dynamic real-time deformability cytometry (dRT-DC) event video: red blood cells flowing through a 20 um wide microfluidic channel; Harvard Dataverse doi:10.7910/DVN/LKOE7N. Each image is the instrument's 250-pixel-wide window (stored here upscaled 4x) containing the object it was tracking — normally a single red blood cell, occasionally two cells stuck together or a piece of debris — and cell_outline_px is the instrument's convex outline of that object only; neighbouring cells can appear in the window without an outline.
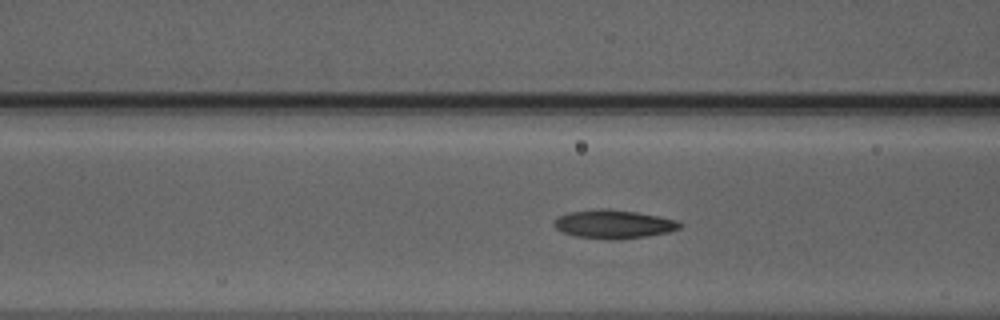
{"species": "Egyptian fruit bat (a non-hibernating species)", "species_latin": "Rousettus aegyptiacus", "temperature_condition": "warm", "stored_images_in_passage": 33, "camera_frame_rate_fps": 3000, "um_per_image_px": 0.085, "animal": {"sex": "male"}, "frame": {"image": 1, "passage_image": 7, "time_ms": 2.0, "image_size_px": [1000, 320], "cell_outline_px": [[684, 224], [680, 228], [668, 232], [648, 236], [620, 240], [608, 240], [576, 236], [564, 232], [556, 228], [552, 224], [560, 216], [568, 212], [600, 208], [604, 208], [636, 212], [676, 220]], "centroid_in_image_um": [52.17, 19.06], "position_along_channel_um": 114.4, "area_um2": 20.92}}
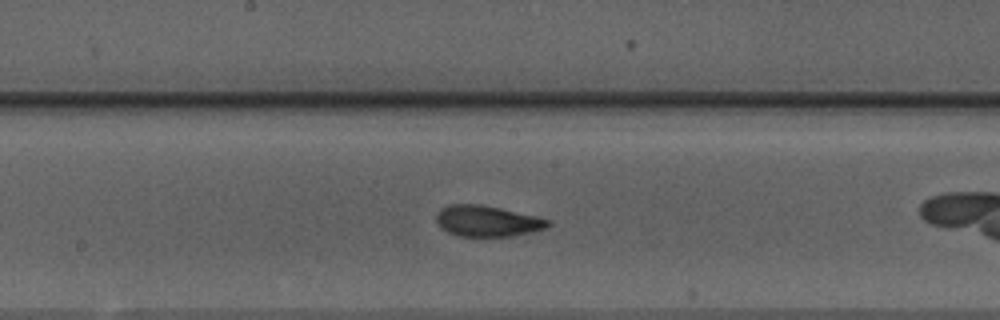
{"frame": {"image": 2, "passage_image": 14, "time_ms": 4.333, "image_size_px": [1000, 320], "cell_outline_px": [[552, 224], [544, 228], [532, 232], [508, 236], [460, 236], [448, 232], [440, 228], [436, 220], [436, 216], [440, 208], [452, 204], [480, 204], [500, 208], [536, 216], [548, 220]], "centroid_in_image_um": [41.38, 18.78], "position_along_channel_um": 206.8, "area_um2": 20.0}}
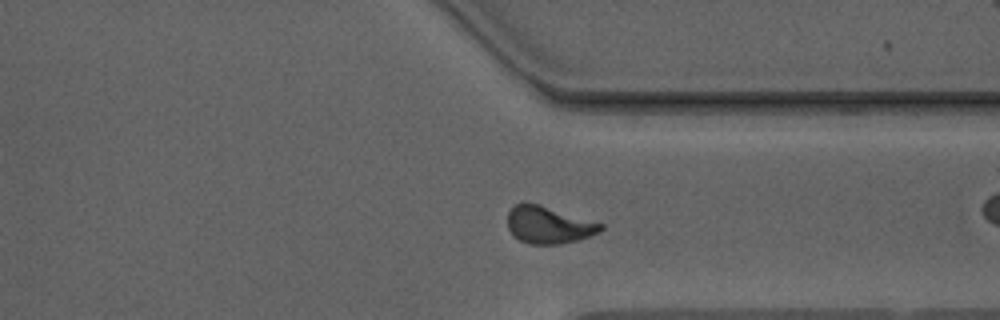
{"frame": {"image": 3, "passage_image": 26, "time_ms": 8.333, "image_size_px": [1000, 320], "cell_outline_px": [[604, 228], [600, 232], [576, 240], [560, 244], [528, 244], [520, 240], [508, 228], [508, 212], [516, 204], [536, 204], [604, 224]], "centroid_in_image_um": [46.64, 19.14], "position_along_channel_um": 364.8, "area_um2": 19.59}, "authors_computed_cell_mechanics": {"area_um2": 19.5942, "velocity_mm_per_s": 3.9529, "shape_relaxation_time_tau1_ms": 5.0603, "shape_relaxation_time_tau2_ms": 1.9103, "deformation_change_tau1": 0.1644, "deformation_change_tau2": 0.0828}}